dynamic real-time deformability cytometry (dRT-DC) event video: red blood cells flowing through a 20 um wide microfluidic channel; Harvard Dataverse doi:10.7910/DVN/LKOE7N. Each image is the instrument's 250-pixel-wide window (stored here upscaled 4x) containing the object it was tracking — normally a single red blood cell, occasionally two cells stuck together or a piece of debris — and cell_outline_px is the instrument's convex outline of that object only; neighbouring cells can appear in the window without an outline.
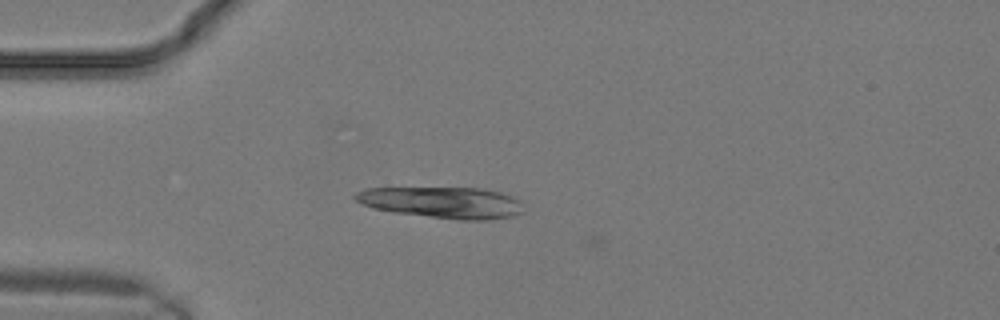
{"species": "common noctule bat (a hibernating species)", "species_latin": "Nyctalus noctula", "temperature_condition": "warm", "stored_images_in_passage": 2, "camera_frame_rate_fps": 3000, "um_per_image_px": 0.085, "animal": {"sex": "male", "body_mass_g": 19.2, "forearm_length_mm": 51.8}, "frame": {"image": 1, "passage_image": 1, "time_ms": 0.0, "image_size_px": [1000, 320], "cell_outline_px": [[524, 212], [516, 216], [484, 220], [460, 220], [392, 212], [372, 208], [356, 200], [352, 196], [356, 192], [368, 188], [484, 188], [500, 192], [512, 196], [520, 200]], "centroid_in_image_um": [37.64, 17.21], "position_along_channel_um": 47.4, "area_um2": 30.87}}